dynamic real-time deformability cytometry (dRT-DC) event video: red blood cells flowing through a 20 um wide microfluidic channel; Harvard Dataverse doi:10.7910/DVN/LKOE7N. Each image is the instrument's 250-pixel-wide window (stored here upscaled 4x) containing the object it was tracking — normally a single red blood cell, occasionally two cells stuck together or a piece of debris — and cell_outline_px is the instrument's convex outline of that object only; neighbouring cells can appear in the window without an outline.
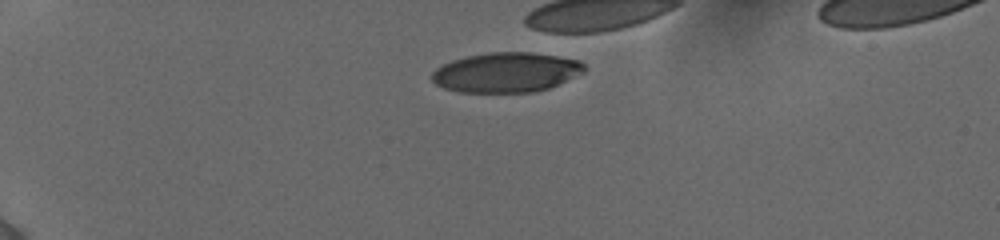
{"species": "human", "species_latin": "Homo sapiens", "temperature_condition": "cold", "stored_images_in_passage": 48, "camera_frame_rate_fps": 3000, "um_per_image_px": 0.085, "donor": {"sex": "female"}, "frame": {"image": 1, "passage_image": 1, "time_ms": 0.0, "image_size_px": [1000, 240], "cell_outline_px": [[584, 72], [548, 88], [536, 92], [460, 92], [444, 88], [436, 84], [432, 80], [432, 72], [436, 68], [452, 60], [468, 56], [488, 52], [532, 52], [580, 60], [584, 64]], "centroid_in_image_um": [43.02, 6.15], "position_along_channel_um": 42.0, "area_um2": 35.2}}
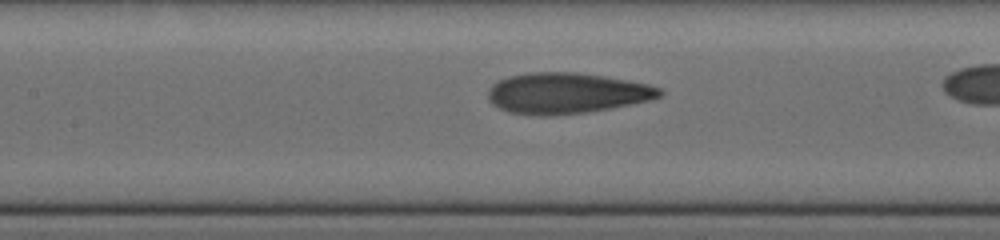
{"frame": {"image": 2, "passage_image": 18, "time_ms": 4.667, "image_size_px": [1000, 240], "cell_outline_px": [[664, 92], [660, 96], [652, 100], [632, 104], [584, 112], [548, 116], [540, 116], [508, 112], [492, 104], [488, 100], [488, 88], [492, 84], [508, 76], [532, 72], [576, 72], [604, 76], [648, 84], [664, 88]], "centroid_in_image_um": [48.16, 7.92], "position_along_channel_um": 159.2, "area_um2": 40.92}}
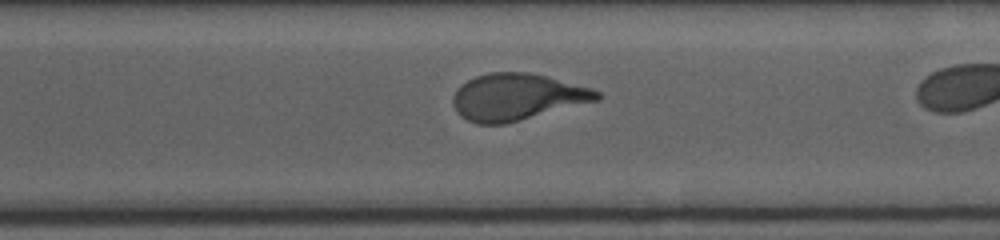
{"frame": {"image": 3, "passage_image": 43, "time_ms": 9.0, "image_size_px": [1000, 240], "cell_outline_px": [[600, 100], [504, 124], [476, 124], [460, 116], [456, 112], [452, 104], [452, 96], [460, 84], [476, 76], [488, 72], [528, 72], [592, 88], [600, 92]], "centroid_in_image_um": [43.91, 8.25], "position_along_channel_um": 326.7, "area_um2": 39.19}}